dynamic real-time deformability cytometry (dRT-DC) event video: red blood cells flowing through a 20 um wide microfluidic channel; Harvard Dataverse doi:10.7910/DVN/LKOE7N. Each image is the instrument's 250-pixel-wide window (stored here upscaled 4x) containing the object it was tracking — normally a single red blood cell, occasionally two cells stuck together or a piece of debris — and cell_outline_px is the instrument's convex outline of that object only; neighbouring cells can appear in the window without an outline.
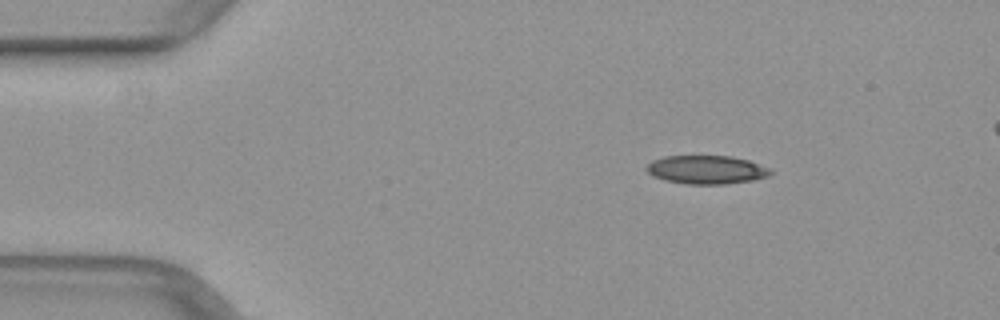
{"species": "common noctule bat (a hibernating species)", "species_latin": "Nyctalus noctula", "temperature_condition": "warm", "stored_images_in_passage": 44, "segment_of_instrument_passage": [1, 2], "camera_frame_rate_fps": 3000, "um_per_image_px": 0.085, "animal": {"sex": "female", "body_mass_g": 29.2, "forearm_length_mm": 56.3}, "frame": {"image": 1, "passage_image": 1, "time_ms": 0.0, "image_size_px": [1000, 320], "cell_outline_px": [[772, 172], [768, 176], [752, 180], [724, 184], [688, 184], [664, 180], [652, 176], [648, 172], [648, 164], [652, 160], [664, 156], [732, 156], [748, 160], [772, 168]], "centroid_in_image_um": [60.07, 14.42], "position_along_channel_um": 24.9, "area_um2": 20.58}}
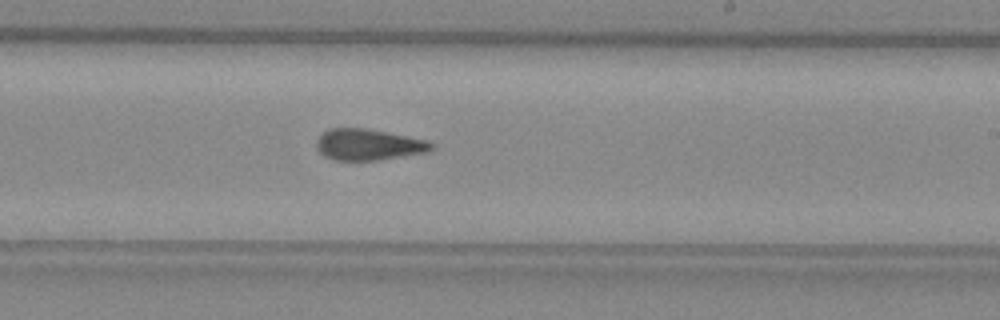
{"frame": {"image": 2, "passage_image": 23, "time_ms": 7.333, "image_size_px": [1000, 320], "cell_outline_px": [[432, 148], [424, 152], [376, 160], [336, 160], [324, 156], [316, 148], [316, 140], [328, 128], [364, 128], [428, 140], [432, 144]], "centroid_in_image_um": [31.25, 12.28], "position_along_channel_um": 257.8, "area_um2": 20.52}}
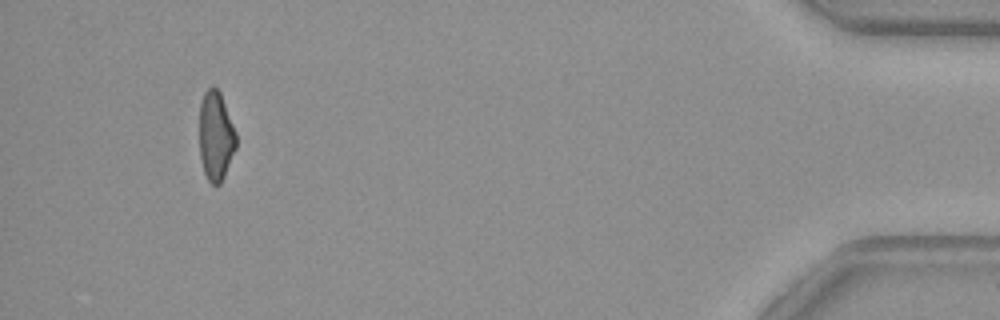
{"frame": {"image": 3, "passage_image": 40, "time_ms": 13.0, "image_size_px": [1000, 320], "cell_outline_px": [[236, 148], [224, 176], [220, 184], [212, 184], [208, 180], [204, 172], [200, 160], [200, 104], [204, 92], [212, 84], [220, 92], [236, 132]], "centroid_in_image_um": [18.34, 11.55], "position_along_channel_um": 416.9, "area_um2": 19.07}}